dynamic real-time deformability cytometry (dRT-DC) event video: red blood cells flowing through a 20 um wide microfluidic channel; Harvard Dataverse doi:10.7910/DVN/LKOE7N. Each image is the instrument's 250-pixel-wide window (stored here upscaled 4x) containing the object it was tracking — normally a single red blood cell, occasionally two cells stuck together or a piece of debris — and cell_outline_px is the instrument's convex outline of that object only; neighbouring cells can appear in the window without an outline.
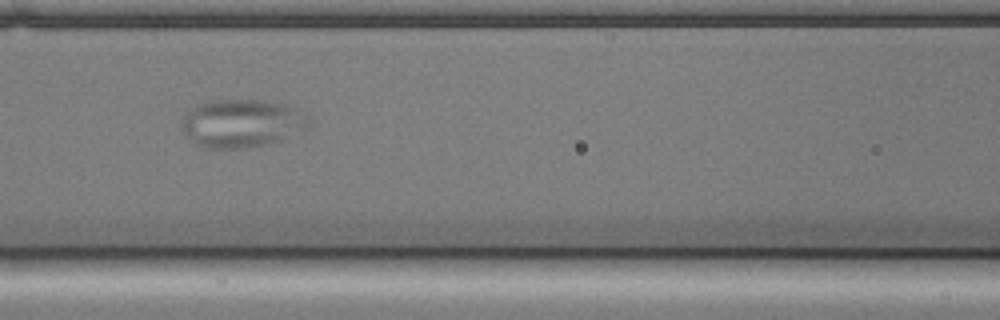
{"species": "common noctule bat (a hibernating species)", "species_latin": "Nyctalus noctula", "temperature_condition": "cold", "stored_images_in_passage": 44, "camera_frame_rate_fps": 3000, "um_per_image_px": 0.085, "animal": {"sex": "male", "body_mass_g": 17.9, "forearm_length_mm": 54.2}, "frame": {"image": 1, "passage_image": 11, "time_ms": 3.333, "image_size_px": [1000, 320], "cell_outline_px": [[312, 120], [308, 124], [284, 140], [244, 148], [204, 148], [196, 144], [180, 128], [180, 120], [188, 108], [196, 104], [212, 100], [256, 100], [280, 104], [296, 108], [308, 116]], "centroid_in_image_um": [20.47, 10.47], "position_along_channel_um": 146.1, "area_um2": 35.6}}
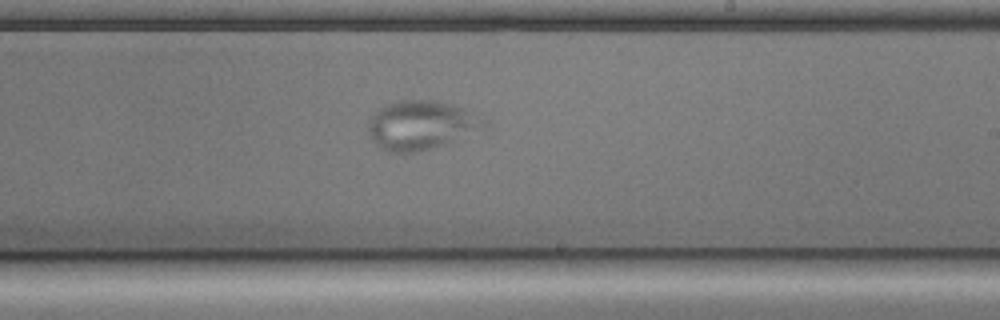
{"frame": {"image": 2, "passage_image": 20, "time_ms": 6.333, "image_size_px": [1000, 320], "cell_outline_px": [[472, 128], [452, 140], [444, 144], [432, 148], [416, 152], [388, 152], [380, 148], [368, 136], [368, 120], [376, 108], [384, 104], [396, 100], [432, 100], [452, 104], [460, 108], [464, 112], [472, 124]], "centroid_in_image_um": [35.37, 10.63], "position_along_channel_um": 253.6, "area_um2": 30.87}}
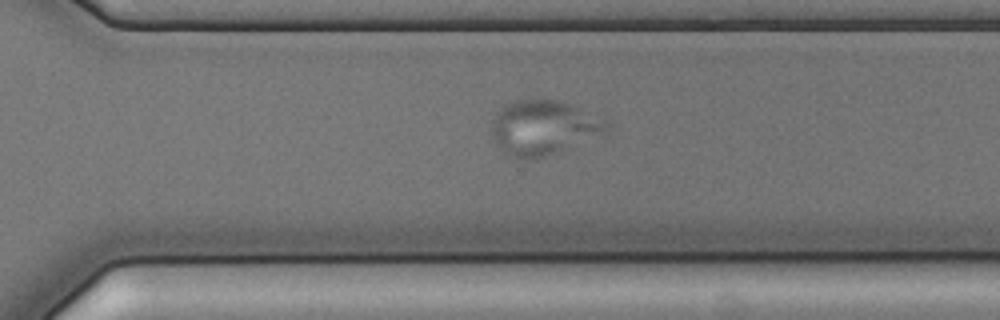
{"frame": {"image": 3, "passage_image": 26, "time_ms": 8.333, "image_size_px": [1000, 320], "cell_outline_px": [[612, 128], [564, 148], [544, 156], [524, 160], [512, 160], [496, 144], [488, 128], [496, 112], [504, 104], [516, 100], [556, 100], [568, 104], [604, 120], [612, 124]], "centroid_in_image_um": [46.05, 10.85], "position_along_channel_um": 324.6, "area_um2": 36.01}}